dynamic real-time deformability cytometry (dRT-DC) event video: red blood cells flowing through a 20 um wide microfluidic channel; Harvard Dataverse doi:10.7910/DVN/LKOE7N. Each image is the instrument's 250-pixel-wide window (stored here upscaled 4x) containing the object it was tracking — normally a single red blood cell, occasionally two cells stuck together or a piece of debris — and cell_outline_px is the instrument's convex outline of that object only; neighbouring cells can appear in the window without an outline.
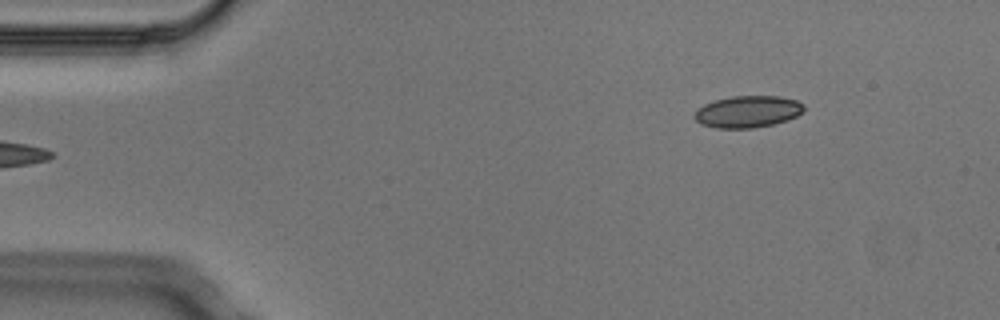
{"species": "Egyptian fruit bat (a non-hibernating species)", "species_latin": "Rousettus aegyptiacus", "temperature_condition": "cold", "stored_images_in_passage": 5, "segment_of_instrument_passage": [2, 2], "camera_frame_rate_fps": 3000, "um_per_image_px": 0.085, "animal": {"sex": "male"}, "frame": {"image": 1, "passage_image": 5, "time_ms": 1.333, "image_size_px": [1000, 320], "cell_outline_px": [[804, 112], [796, 116], [772, 124], [752, 128], [716, 128], [700, 124], [692, 116], [696, 108], [704, 104], [716, 100], [732, 96], [780, 96], [796, 100], [804, 104]], "centroid_in_image_um": [63.52, 9.48], "position_along_channel_um": 21.5, "area_um2": 20.35}}